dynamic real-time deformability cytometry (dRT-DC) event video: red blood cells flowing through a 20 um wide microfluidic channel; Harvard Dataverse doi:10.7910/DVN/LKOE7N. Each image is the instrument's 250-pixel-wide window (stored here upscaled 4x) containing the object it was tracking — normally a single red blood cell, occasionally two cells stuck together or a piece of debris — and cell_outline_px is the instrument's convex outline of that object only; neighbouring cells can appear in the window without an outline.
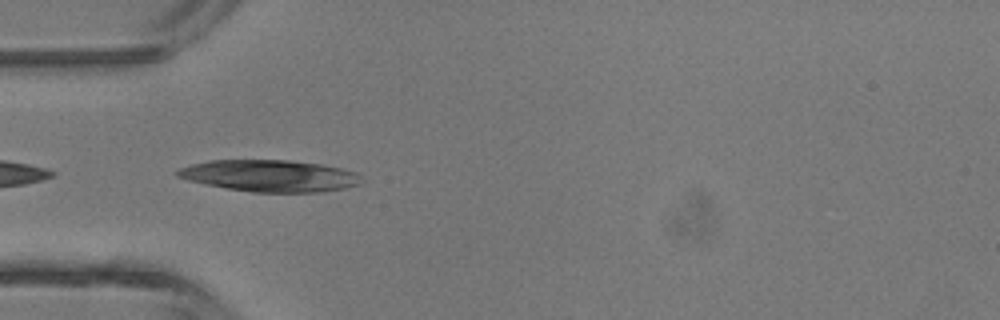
{"species": "common noctule bat (a hibernating species)", "species_latin": "Nyctalus noctula", "temperature_condition": "room temperature", "stored_images_in_passage": 5, "camera_frame_rate_fps": 3000, "um_per_image_px": 0.085, "animal": {"sex": "male", "body_mass_g": 13.3}, "frame": {"image": 1, "passage_image": 4, "time_ms": 3.667, "image_size_px": [1000, 320], "cell_outline_px": [[364, 180], [360, 184], [344, 188], [324, 192], [252, 192], [204, 184], [188, 180], [176, 176], [176, 172], [180, 168], [192, 164], [208, 160], [288, 160], [324, 164], [356, 172]], "centroid_in_image_um": [22.97, 14.94], "position_along_channel_um": 62.0, "area_um2": 34.1}}
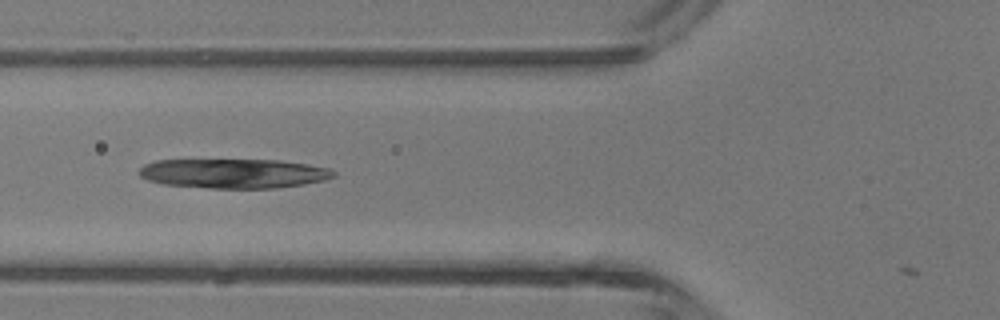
{"frame": {"image": 2, "passage_image": 5, "time_ms": 4.667, "image_size_px": [1000, 320], "cell_outline_px": [[336, 176], [324, 180], [304, 184], [276, 188], [212, 188], [164, 184], [148, 180], [140, 176], [136, 172], [144, 164], [156, 160], [280, 160], [328, 168], [336, 172]], "centroid_in_image_um": [19.84, 14.74], "position_along_channel_um": 106.0, "area_um2": 33.35}}